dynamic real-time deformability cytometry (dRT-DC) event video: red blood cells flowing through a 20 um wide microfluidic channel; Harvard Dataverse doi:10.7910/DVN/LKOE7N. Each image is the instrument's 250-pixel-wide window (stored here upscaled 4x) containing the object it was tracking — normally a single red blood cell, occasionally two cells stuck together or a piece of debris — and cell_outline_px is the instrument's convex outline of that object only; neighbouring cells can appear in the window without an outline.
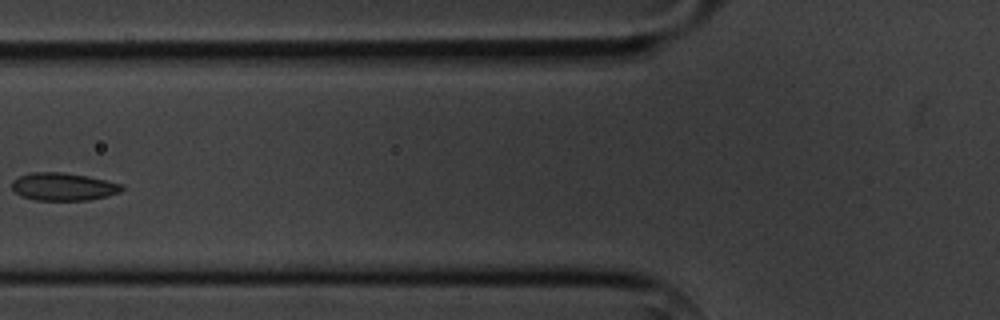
{"species": "common noctule bat (a hibernating species)", "species_latin": "Nyctalus noctula", "temperature_condition": "cold", "stored_images_in_passage": 4, "camera_frame_rate_fps": 3000, "um_per_image_px": 0.085, "animal": {"sex": "male", "body_mass_g": 20.1, "forearm_length_mm": 53.5}, "frame": {"image": 1, "passage_image": 4, "time_ms": 4.333, "image_size_px": [1000, 320], "cell_outline_px": [[124, 188], [120, 192], [108, 196], [88, 200], [36, 200], [24, 196], [16, 192], [12, 188], [12, 180], [20, 176], [32, 172], [64, 172], [88, 176], [124, 184]], "centroid_in_image_um": [5.43, 15.86], "position_along_channel_um": 120.4, "area_um2": 17.8}}